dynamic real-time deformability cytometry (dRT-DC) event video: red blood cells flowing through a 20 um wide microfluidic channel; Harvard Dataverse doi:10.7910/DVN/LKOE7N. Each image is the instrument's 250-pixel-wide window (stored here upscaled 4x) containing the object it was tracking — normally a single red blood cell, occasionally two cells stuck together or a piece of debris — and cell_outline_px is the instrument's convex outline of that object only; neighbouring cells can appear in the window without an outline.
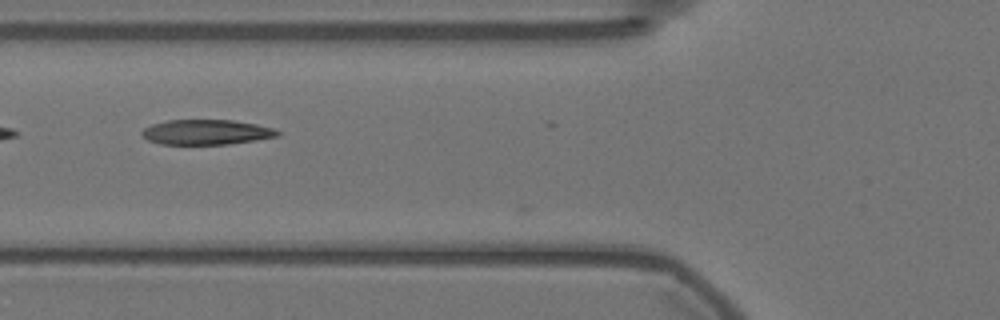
{"species": "Egyptian fruit bat (a non-hibernating species)", "species_latin": "Rousettus aegyptiacus", "temperature_condition": "warm", "stored_images_in_passage": 6, "camera_frame_rate_fps": 3000, "um_per_image_px": 0.085, "animal": {"sex": "female"}, "frame": {"image": 1, "passage_image": 5, "time_ms": 1.333, "image_size_px": [1000, 320], "cell_outline_px": [[280, 136], [256, 140], [228, 144], [160, 144], [148, 140], [140, 132], [144, 128], [152, 124], [168, 120], [232, 120], [256, 124], [272, 128], [280, 132]], "centroid_in_image_um": [17.54, 11.23], "position_along_channel_um": 108.3, "area_um2": 19.71}}